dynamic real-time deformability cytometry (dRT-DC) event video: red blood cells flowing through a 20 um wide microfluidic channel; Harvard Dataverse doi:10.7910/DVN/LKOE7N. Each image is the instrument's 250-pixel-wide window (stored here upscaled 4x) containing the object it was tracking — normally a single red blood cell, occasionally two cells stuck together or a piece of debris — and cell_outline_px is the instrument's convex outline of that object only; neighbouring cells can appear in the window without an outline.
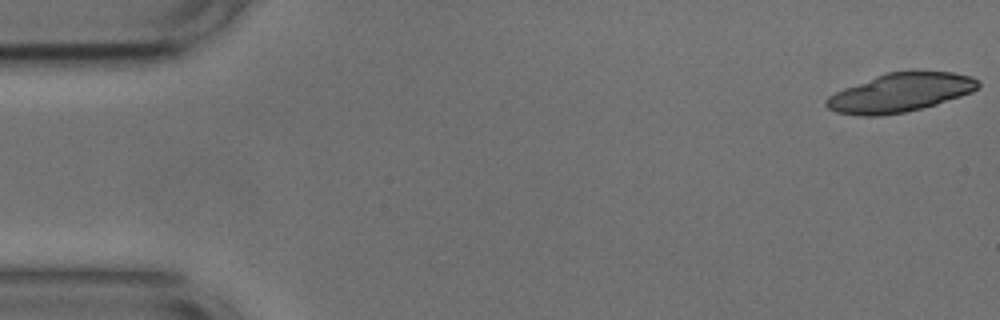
{"species": "common noctule bat (a hibernating species)", "species_latin": "Nyctalus noctula", "temperature_condition": "cold", "stored_images_in_passage": 29, "camera_frame_rate_fps": 3000, "um_per_image_px": 0.085, "animal": {"sex": "male", "body_mass_g": 17.9, "forearm_length_mm": 54.2}, "frame": {"image": 1, "passage_image": 1, "time_ms": 0.0, "image_size_px": [1000, 320], "cell_outline_px": [[980, 88], [972, 92], [936, 104], [904, 112], [880, 116], [860, 116], [836, 112], [828, 108], [824, 104], [824, 100], [828, 96], [844, 88], [876, 76], [888, 72], [912, 68], [952, 72], [972, 76], [980, 84]], "centroid_in_image_um": [76.54, 7.84], "position_along_channel_um": 8.5, "area_um2": 34.85}}